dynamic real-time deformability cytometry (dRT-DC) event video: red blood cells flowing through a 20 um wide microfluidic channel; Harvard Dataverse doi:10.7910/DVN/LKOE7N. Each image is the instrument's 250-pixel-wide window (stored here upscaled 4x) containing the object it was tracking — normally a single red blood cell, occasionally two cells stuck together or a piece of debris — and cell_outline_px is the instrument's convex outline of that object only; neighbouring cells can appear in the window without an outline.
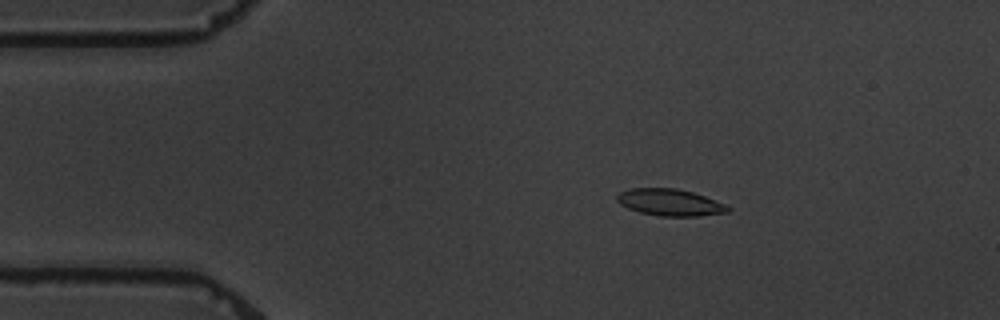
{"species": "common noctule bat (a hibernating species)", "species_latin": "Nyctalus noctula", "temperature_condition": "warm", "stored_images_in_passage": 6, "camera_frame_rate_fps": 3000, "um_per_image_px": 0.085, "animal": {"sex": "male", "body_mass_g": 19.5, "forearm_length_mm": 54.6}, "frame": {"image": 1, "passage_image": 3, "time_ms": 2.333, "image_size_px": [1000, 320], "cell_outline_px": [[732, 208], [728, 212], [696, 216], [660, 216], [640, 212], [628, 208], [620, 204], [616, 200], [616, 196], [620, 192], [632, 188], [676, 188], [692, 192], [704, 196], [724, 204]], "centroid_in_image_um": [56.92, 17.2], "position_along_channel_um": 28.1, "area_um2": 17.17}}
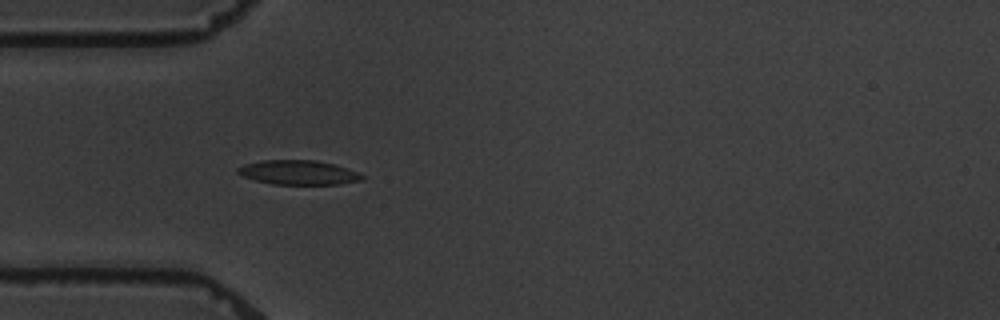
{"frame": {"image": 2, "passage_image": 5, "time_ms": 4.667, "image_size_px": [1000, 320], "cell_outline_px": [[364, 180], [340, 184], [272, 184], [256, 180], [244, 176], [236, 172], [236, 168], [244, 164], [264, 160], [316, 160], [348, 168], [364, 176]], "centroid_in_image_um": [25.37, 14.66], "position_along_channel_um": 59.6, "area_um2": 17.57}}
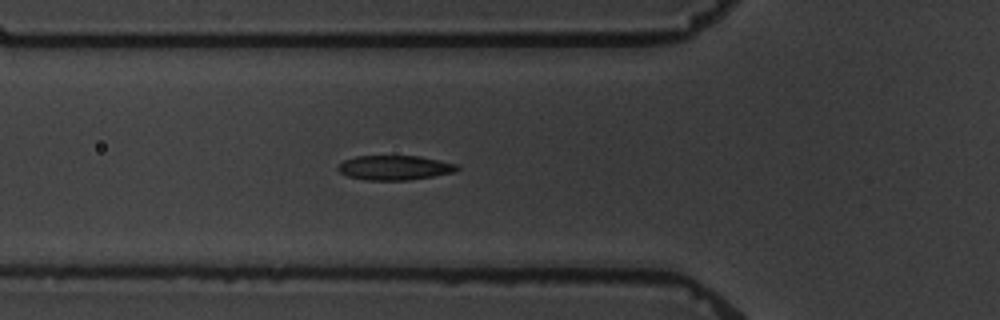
{"frame": {"image": 3, "passage_image": 6, "time_ms": 5.667, "image_size_px": [1000, 320], "cell_outline_px": [[460, 168], [456, 172], [408, 180], [368, 180], [348, 176], [340, 172], [336, 168], [344, 160], [356, 156], [420, 156], [456, 164]], "centroid_in_image_um": [33.55, 14.25], "position_along_channel_um": 92.3, "area_um2": 16.94}}